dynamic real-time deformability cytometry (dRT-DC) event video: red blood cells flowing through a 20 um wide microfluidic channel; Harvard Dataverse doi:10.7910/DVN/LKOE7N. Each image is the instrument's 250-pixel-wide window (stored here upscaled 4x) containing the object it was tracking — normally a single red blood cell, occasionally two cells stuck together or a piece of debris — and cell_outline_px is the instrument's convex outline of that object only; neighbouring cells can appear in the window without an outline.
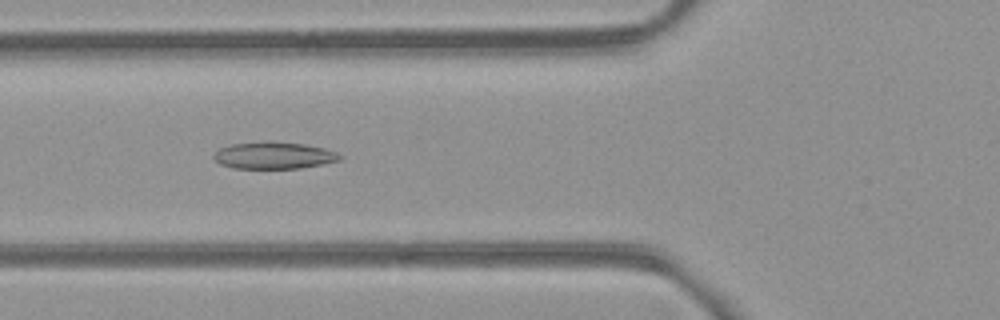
{"species": "common noctule bat (a hibernating species)", "species_latin": "Nyctalus noctula", "temperature_condition": "room temperature", "stored_images_in_passage": 8, "camera_frame_rate_fps": 3000, "um_per_image_px": 0.085, "animal": {"sex": "female", "body_mass_g": 21.9}, "frame": {"image": 1, "passage_image": 6, "time_ms": 5.667, "image_size_px": [1000, 320], "cell_outline_px": [[344, 156], [340, 160], [300, 168], [232, 168], [220, 164], [212, 156], [220, 148], [232, 144], [272, 140], [304, 144], [324, 148], [336, 152]], "centroid_in_image_um": [23.28, 13.2], "position_along_channel_um": 102.5, "area_um2": 19.83}}
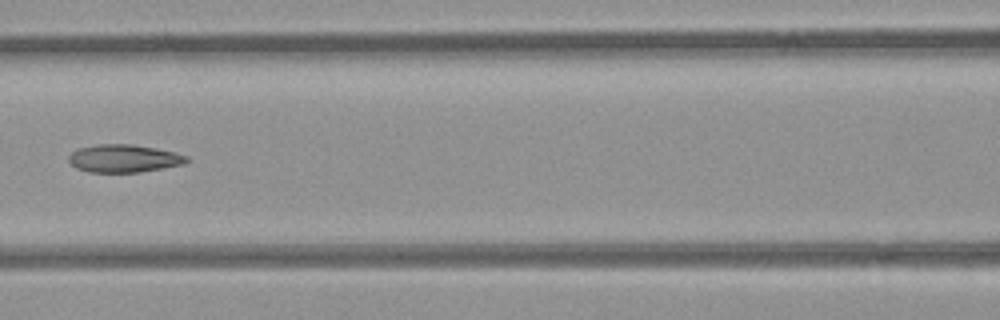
{"frame": {"image": 2, "passage_image": 7, "time_ms": 7.0, "image_size_px": [1000, 320], "cell_outline_px": [[192, 160], [184, 164], [164, 168], [140, 172], [88, 172], [76, 168], [68, 160], [68, 156], [72, 152], [80, 148], [96, 144], [132, 144], [156, 148], [176, 152], [188, 156]], "centroid_in_image_um": [10.58, 13.47], "position_along_channel_um": 156.0, "area_um2": 19.31}}
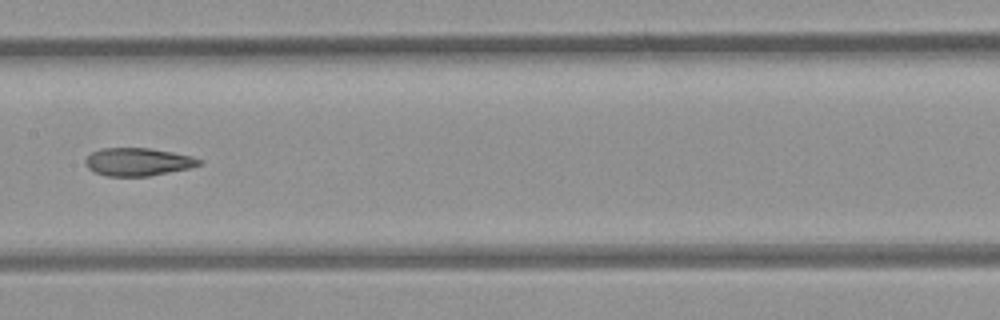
{"frame": {"image": 3, "passage_image": 8, "time_ms": 8.0, "image_size_px": [1000, 320], "cell_outline_px": [[204, 164], [188, 168], [148, 176], [108, 176], [96, 172], [88, 168], [84, 164], [84, 160], [92, 152], [100, 148], [152, 148], [192, 156], [204, 160]], "centroid_in_image_um": [11.74, 13.75], "position_along_channel_um": 195.7, "area_um2": 18.55}}